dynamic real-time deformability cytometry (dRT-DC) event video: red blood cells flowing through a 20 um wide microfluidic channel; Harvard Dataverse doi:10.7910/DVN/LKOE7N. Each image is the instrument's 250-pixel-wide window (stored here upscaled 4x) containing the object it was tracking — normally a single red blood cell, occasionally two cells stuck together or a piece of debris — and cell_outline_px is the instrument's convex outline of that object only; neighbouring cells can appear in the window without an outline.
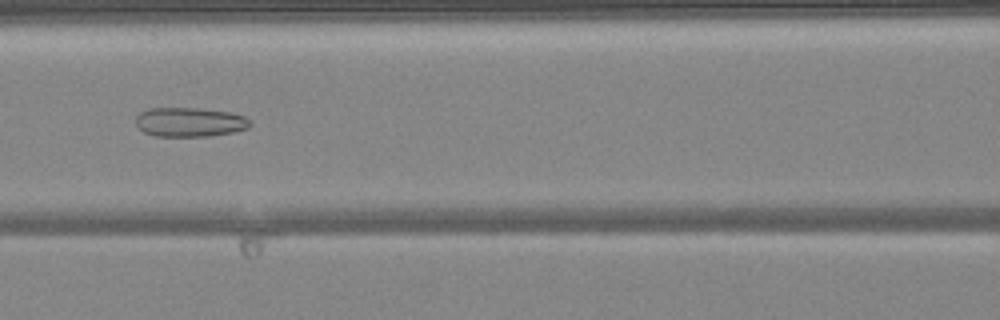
{"species": "common noctule bat (a hibernating species)", "species_latin": "Nyctalus noctula", "temperature_condition": "warm", "stored_images_in_passage": 49, "camera_frame_rate_fps": 3000, "um_per_image_px": 0.085, "animal": {"sex": "female", "body_mass_g": 24.6, "forearm_length_mm": 56.2}, "frame": {"image": 1, "passage_image": 22, "time_ms": 7.0, "image_size_px": [1000, 320], "cell_outline_px": [[252, 124], [248, 128], [232, 132], [208, 136], [156, 136], [144, 132], [136, 124], [136, 116], [140, 112], [148, 108], [200, 108], [232, 112], [244, 116]], "centroid_in_image_um": [16.13, 10.37], "position_along_channel_um": 150.5, "area_um2": 19.54}}
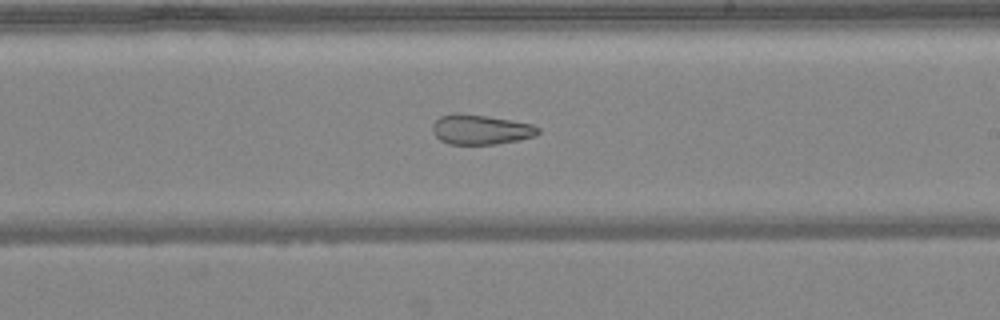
{"frame": {"image": 2, "passage_image": 29, "time_ms": 9.333, "image_size_px": [1000, 320], "cell_outline_px": [[540, 132], [536, 136], [496, 144], [448, 144], [440, 140], [432, 132], [432, 124], [440, 116], [452, 112], [460, 112], [488, 116], [532, 124], [540, 128]], "centroid_in_image_um": [40.82, 11.0], "position_along_channel_um": 248.2, "area_um2": 18.55}}
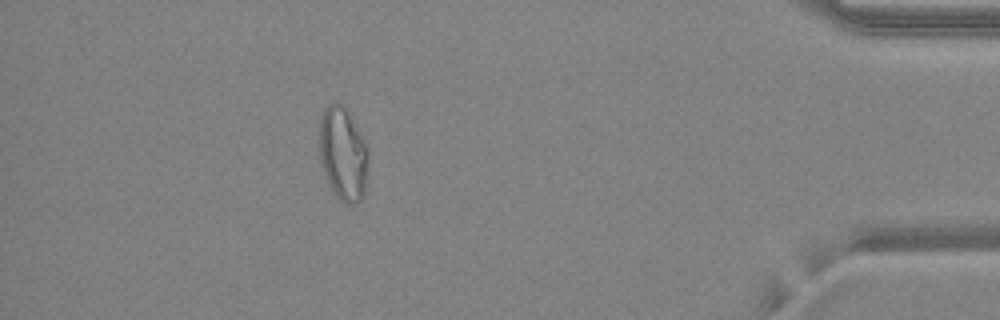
{"frame": {"image": 3, "passage_image": 44, "time_ms": 14.333, "image_size_px": [1000, 320], "cell_outline_px": [[368, 164], [364, 192], [360, 200], [352, 204], [344, 204], [336, 196], [324, 172], [320, 160], [320, 116], [324, 108], [328, 104], [344, 104], [364, 140], [368, 148]], "centroid_in_image_um": [29.16, 13.06], "position_along_channel_um": 406.0, "area_um2": 26.47}, "authors_computed_cell_mechanics": {"area_um2": 25.7788, "velocity_mm_per_s": 4.2058, "shape_relaxation_time_tau1_ms": null, "shape_relaxation_time_tau2_ms": 2.4863, "deformation_change_tau1": null, "deformation_change_tau2": 0.1029}}